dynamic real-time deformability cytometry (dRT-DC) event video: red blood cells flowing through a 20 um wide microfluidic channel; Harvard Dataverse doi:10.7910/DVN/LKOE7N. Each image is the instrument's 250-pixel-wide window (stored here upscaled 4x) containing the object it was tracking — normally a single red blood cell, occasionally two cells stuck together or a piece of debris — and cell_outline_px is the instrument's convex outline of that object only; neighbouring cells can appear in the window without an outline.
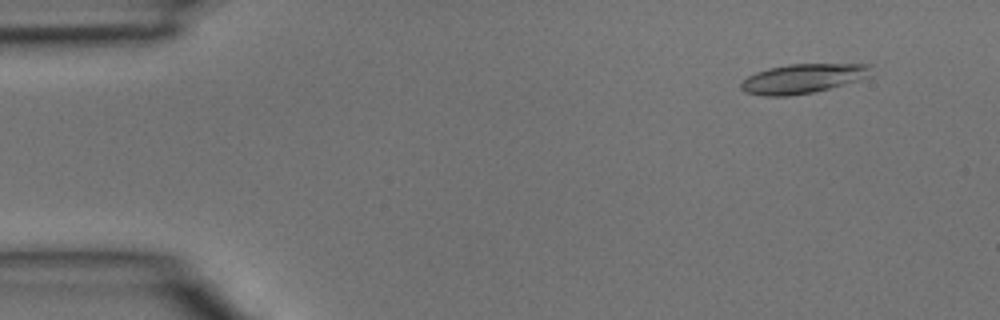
{"species": "common noctule bat (a hibernating species)", "species_latin": "Nyctalus noctula", "temperature_condition": "room temperature", "stored_images_in_passage": 3, "camera_frame_rate_fps": 3000, "um_per_image_px": 0.085, "animal": {"sex": "male", "body_mass_g": 15.6}, "frame": {"image": 1, "passage_image": 1, "time_ms": 0.0, "image_size_px": [1000, 320], "cell_outline_px": [[872, 76], [860, 80], [812, 92], [788, 96], [764, 96], [744, 92], [740, 88], [740, 84], [748, 76], [756, 72], [768, 68], [788, 64], [872, 64]], "centroid_in_image_um": [68.26, 6.67], "position_along_channel_um": 16.7, "area_um2": 22.37}}